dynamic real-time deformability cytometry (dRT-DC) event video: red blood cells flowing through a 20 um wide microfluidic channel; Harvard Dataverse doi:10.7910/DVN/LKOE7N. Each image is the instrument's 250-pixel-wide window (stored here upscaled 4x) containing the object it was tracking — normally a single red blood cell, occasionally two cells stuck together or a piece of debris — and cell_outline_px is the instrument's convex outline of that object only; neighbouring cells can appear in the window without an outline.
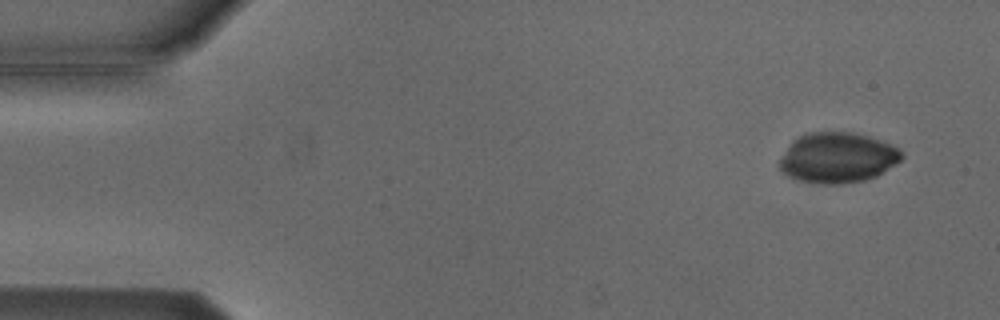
{"species": "Egyptian fruit bat (a non-hibernating species)", "species_latin": "Rousettus aegyptiacus", "temperature_condition": "cold", "stored_images_in_passage": 4, "camera_frame_rate_fps": 3000, "um_per_image_px": 0.085, "animal": {"sex": "male"}, "frame": {"image": 1, "passage_image": 1, "time_ms": 0.0, "image_size_px": [1000, 320], "cell_outline_px": [[904, 156], [896, 164], [876, 176], [864, 180], [840, 184], [820, 184], [796, 180], [788, 176], [780, 168], [780, 160], [792, 140], [808, 132], [852, 132], [868, 136], [880, 140], [900, 148]], "centroid_in_image_um": [71.21, 13.4], "position_along_channel_um": 13.8, "area_um2": 35.84}}